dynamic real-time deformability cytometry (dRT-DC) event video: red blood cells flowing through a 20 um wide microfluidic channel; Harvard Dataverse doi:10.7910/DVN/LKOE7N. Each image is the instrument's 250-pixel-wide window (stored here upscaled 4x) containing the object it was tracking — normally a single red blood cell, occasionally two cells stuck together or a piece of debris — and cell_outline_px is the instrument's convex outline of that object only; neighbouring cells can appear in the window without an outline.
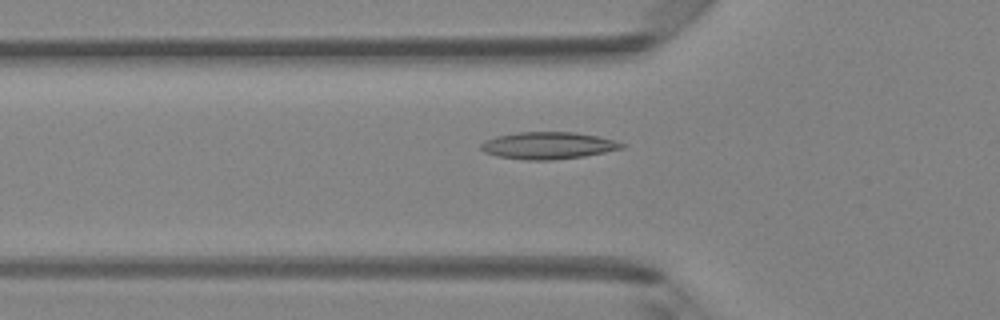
{"species": "Egyptian fruit bat (a non-hibernating species)", "species_latin": "Rousettus aegyptiacus", "temperature_condition": "room temperature", "stored_images_in_passage": 46, "camera_frame_rate_fps": 3000, "um_per_image_px": 0.085, "animal": {"sex": "female"}, "frame": {"image": 1, "passage_image": 17, "time_ms": 5.333, "image_size_px": [1000, 320], "cell_outline_px": [[628, 144], [624, 148], [584, 156], [552, 160], [524, 160], [496, 156], [484, 152], [480, 148], [480, 144], [484, 140], [496, 136], [520, 132], [572, 132], [596, 136]], "centroid_in_image_um": [46.56, 12.37], "position_along_channel_um": 79.2, "area_um2": 22.2}}
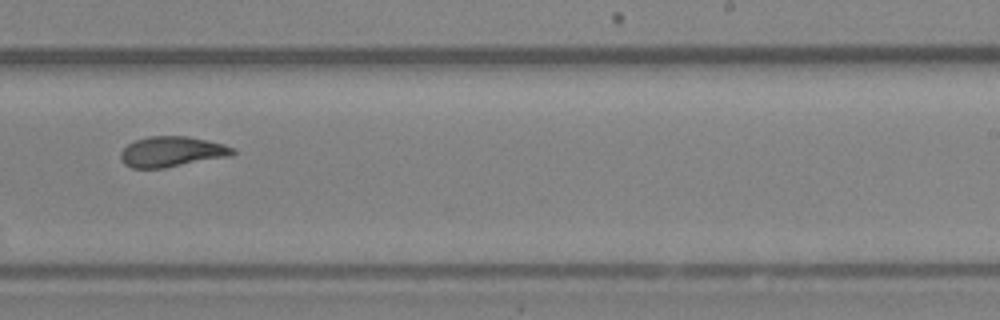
{"frame": {"image": 2, "passage_image": 31, "time_ms": 10.0, "image_size_px": [1000, 320], "cell_outline_px": [[236, 152], [232, 156], [164, 168], [132, 168], [124, 164], [120, 156], [120, 152], [128, 144], [136, 140], [148, 136], [188, 136], [224, 144], [232, 148]], "centroid_in_image_um": [14.61, 12.9], "position_along_channel_um": 274.4, "area_um2": 19.88}}
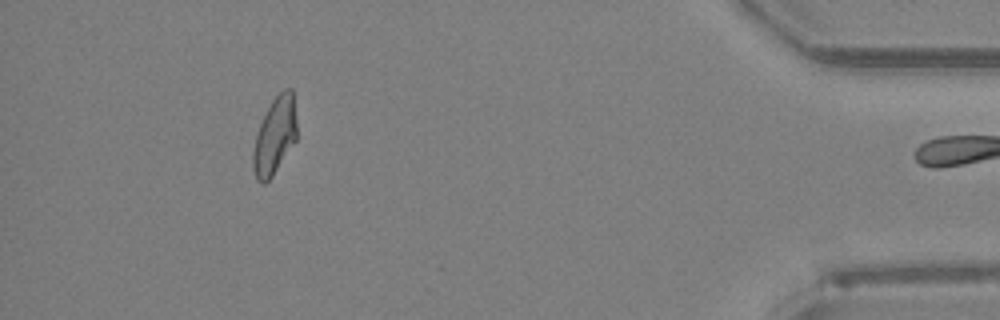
{"frame": {"image": 3, "passage_image": 45, "time_ms": 14.667, "image_size_px": [1000, 320], "cell_outline_px": [[296, 140], [272, 176], [264, 184], [260, 184], [256, 180], [252, 168], [252, 152], [256, 136], [260, 124], [272, 100], [284, 88], [292, 88], [296, 120]], "centroid_in_image_um": [23.34, 11.58], "position_along_channel_um": 411.9, "area_um2": 19.54}, "authors_computed_cell_mechanics": {"area_um2": 20.2589, "velocity_mm_per_s": 4.1781, "shape_relaxation_time_tau1_ms": null, "shape_relaxation_time_tau2_ms": 1.9945, "deformation_change_tau1": null, "deformation_change_tau2": 0.0888}}